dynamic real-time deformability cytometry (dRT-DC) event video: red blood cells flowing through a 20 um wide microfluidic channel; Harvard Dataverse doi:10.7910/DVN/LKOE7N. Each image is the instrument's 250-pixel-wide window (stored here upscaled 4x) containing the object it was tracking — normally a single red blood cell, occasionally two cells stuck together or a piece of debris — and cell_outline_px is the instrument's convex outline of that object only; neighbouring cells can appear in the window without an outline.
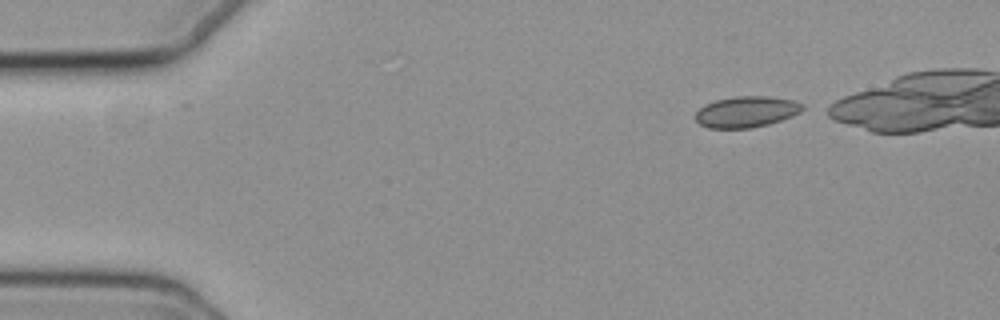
{"species": "common noctule bat (a hibernating species)", "species_latin": "Nyctalus noctula", "temperature_condition": "cold", "stored_images_in_passage": 39, "camera_frame_rate_fps": 3000, "um_per_image_px": 0.085, "animal": {"sex": "female", "body_mass_g": 19.3, "forearm_length_mm": 54.1}, "frame": {"image": 1, "passage_image": 1, "time_ms": 0.0, "image_size_px": [1000, 320], "cell_outline_px": [[804, 108], [800, 112], [792, 116], [768, 124], [752, 128], [708, 128], [700, 124], [696, 120], [696, 112], [704, 104], [716, 100], [736, 96], [768, 96], [792, 100], [804, 104]], "centroid_in_image_um": [63.44, 9.5], "position_along_channel_um": 21.6, "area_um2": 19.36}}
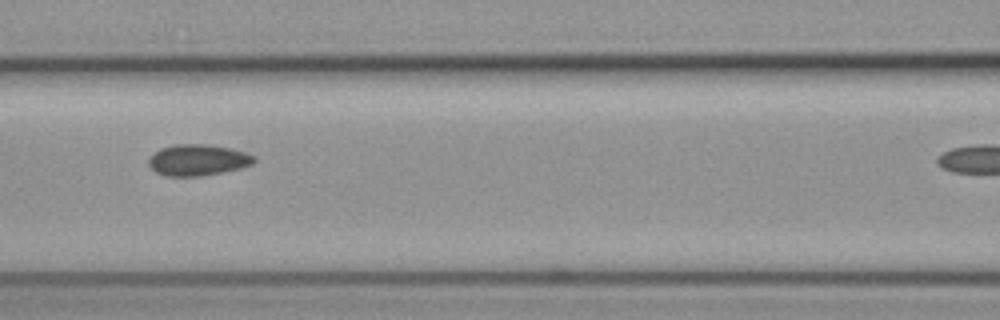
{"frame": {"image": 2, "passage_image": 18, "time_ms": 5.667, "image_size_px": [1000, 320], "cell_outline_px": [[256, 160], [252, 164], [240, 168], [200, 176], [168, 176], [156, 172], [148, 164], [148, 156], [160, 148], [176, 144], [208, 144], [232, 148], [256, 156]], "centroid_in_image_um": [16.8, 13.58], "position_along_channel_um": 149.8, "area_um2": 19.25}}
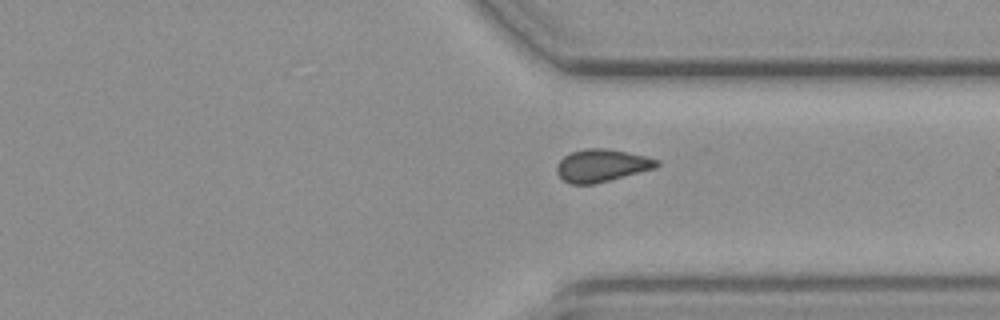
{"frame": {"image": 3, "passage_image": 35, "time_ms": 11.333, "image_size_px": [1000, 320], "cell_outline_px": [[660, 164], [656, 168], [596, 184], [572, 184], [564, 180], [556, 172], [556, 164], [564, 156], [572, 152], [584, 148], [608, 148], [644, 156], [660, 160]], "centroid_in_image_um": [51.15, 14.07], "position_along_channel_um": 360.3, "area_um2": 19.07}}